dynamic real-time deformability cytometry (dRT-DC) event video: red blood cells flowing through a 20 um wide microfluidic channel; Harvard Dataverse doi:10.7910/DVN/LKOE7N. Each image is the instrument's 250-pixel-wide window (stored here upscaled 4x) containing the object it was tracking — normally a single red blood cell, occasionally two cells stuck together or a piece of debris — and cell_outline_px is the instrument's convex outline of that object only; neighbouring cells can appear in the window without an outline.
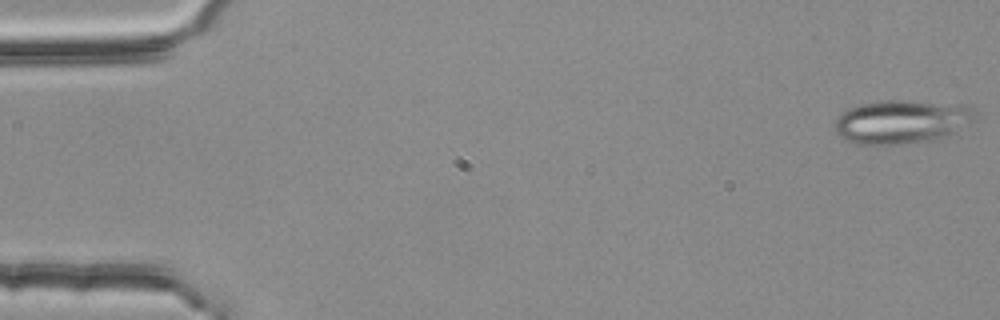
{"species": "common noctule bat (a hibernating species)", "species_latin": "Nyctalus noctula", "temperature_condition": "room temperature", "stored_images_in_passage": 54, "segment_of_instrument_passage": [1, 2], "camera_frame_rate_fps": 3000, "um_per_image_px": 0.085, "animal": {"sex": "female", "body_mass_g": 25.1}, "frame": {"image": 1, "passage_image": 1, "time_ms": 0.0, "image_size_px": [1000, 320], "cell_outline_px": [[976, 120], [948, 136], [908, 144], [860, 144], [848, 140], [840, 136], [836, 132], [836, 120], [844, 112], [856, 104], [884, 100], [912, 100], [964, 104], [976, 108]], "centroid_in_image_um": [76.73, 10.32], "position_along_channel_um": 8.3, "area_um2": 36.01}}